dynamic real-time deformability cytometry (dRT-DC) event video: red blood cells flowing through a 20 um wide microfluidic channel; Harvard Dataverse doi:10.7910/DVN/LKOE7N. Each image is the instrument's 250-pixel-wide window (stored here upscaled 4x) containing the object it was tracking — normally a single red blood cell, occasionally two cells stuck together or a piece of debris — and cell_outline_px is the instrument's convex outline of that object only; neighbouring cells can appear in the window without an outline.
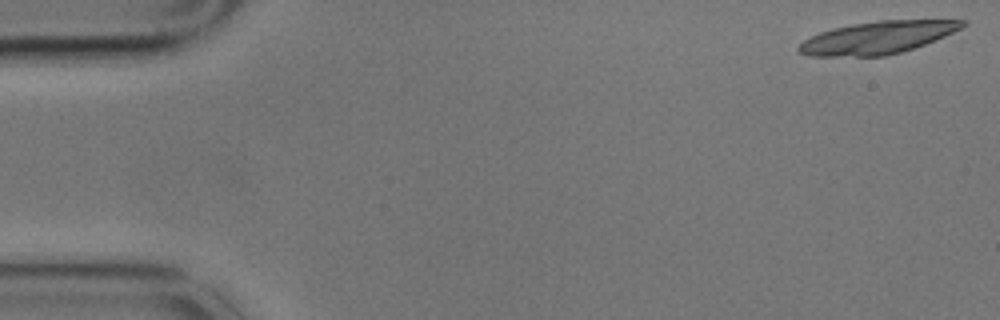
{"species": "common noctule bat (a hibernating species)", "species_latin": "Nyctalus noctula", "temperature_condition": "cold", "stored_images_in_passage": 23, "camera_frame_rate_fps": 3000, "um_per_image_px": 0.085, "animal": {"sex": "male", "body_mass_g": 17.9}, "frame": {"image": 1, "passage_image": 1, "time_ms": 0.0, "image_size_px": [1000, 320], "cell_outline_px": [[968, 24], [944, 36], [924, 44], [900, 52], [884, 56], [812, 56], [796, 52], [796, 48], [804, 40], [820, 32], [832, 28], [852, 24], [880, 20], [968, 20]], "centroid_in_image_um": [74.55, 3.19], "position_along_channel_um": 10.4, "area_um2": 30.69}}